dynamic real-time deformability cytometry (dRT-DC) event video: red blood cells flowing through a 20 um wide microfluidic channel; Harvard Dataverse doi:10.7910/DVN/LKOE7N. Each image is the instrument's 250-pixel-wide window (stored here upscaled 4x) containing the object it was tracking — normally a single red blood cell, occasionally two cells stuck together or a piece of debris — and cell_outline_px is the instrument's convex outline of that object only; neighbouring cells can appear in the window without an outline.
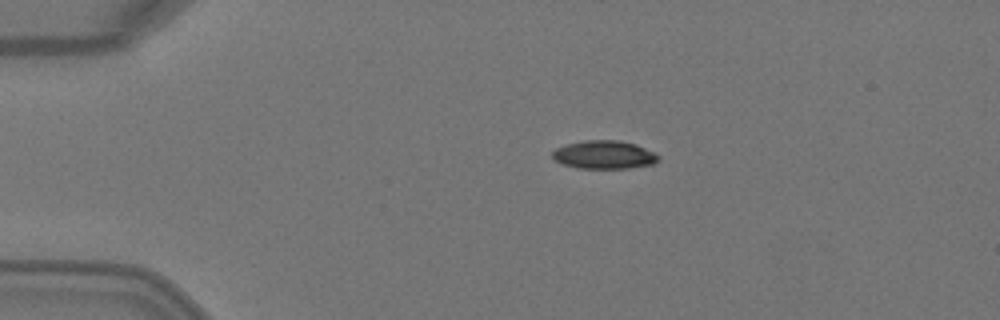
{"species": "Egyptian fruit bat (a non-hibernating species)", "species_latin": "Rousettus aegyptiacus", "temperature_condition": "warm", "stored_images_in_passage": 3, "camera_frame_rate_fps": 3000, "um_per_image_px": 0.085, "animal": {"sex": "female"}, "frame": {"image": 1, "passage_image": 2, "time_ms": 0.333, "image_size_px": [1000, 320], "cell_outline_px": [[660, 160], [652, 164], [628, 168], [576, 168], [564, 164], [556, 160], [552, 156], [552, 152], [556, 148], [564, 144], [584, 140], [620, 140], [636, 144], [660, 156]], "centroid_in_image_um": [51.34, 13.14], "position_along_channel_um": 33.7, "area_um2": 17.46}}